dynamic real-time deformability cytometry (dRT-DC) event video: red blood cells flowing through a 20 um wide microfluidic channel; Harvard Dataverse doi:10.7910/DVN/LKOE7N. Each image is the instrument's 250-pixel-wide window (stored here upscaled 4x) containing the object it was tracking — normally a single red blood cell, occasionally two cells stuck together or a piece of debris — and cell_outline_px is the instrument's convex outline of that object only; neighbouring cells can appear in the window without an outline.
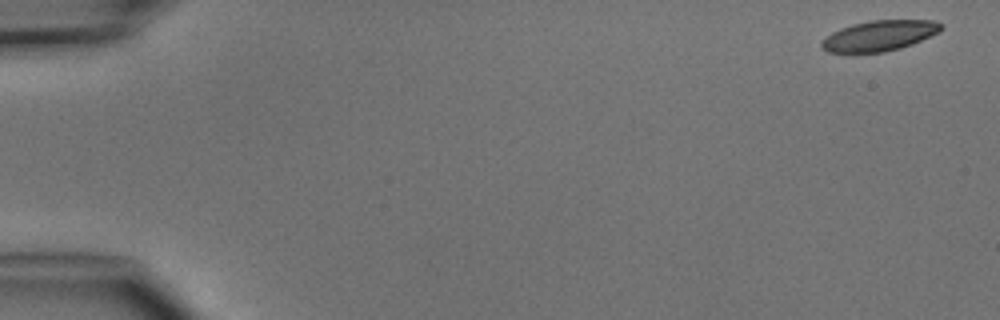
{"species": "common noctule bat (a hibernating species)", "species_latin": "Nyctalus noctula", "temperature_condition": "cold", "stored_images_in_passage": 4, "camera_frame_rate_fps": 3000, "um_per_image_px": 0.085, "animal": {"sex": "male", "body_mass_g": 15.6}, "frame": {"image": 1, "passage_image": 1, "time_ms": 0.0, "image_size_px": [1000, 320], "cell_outline_px": [[944, 28], [912, 44], [900, 48], [884, 52], [828, 52], [820, 48], [820, 44], [832, 32], [840, 28], [852, 24], [868, 20], [936, 20], [944, 24]], "centroid_in_image_um": [74.75, 3.02], "position_along_channel_um": 10.3, "area_um2": 21.1}}
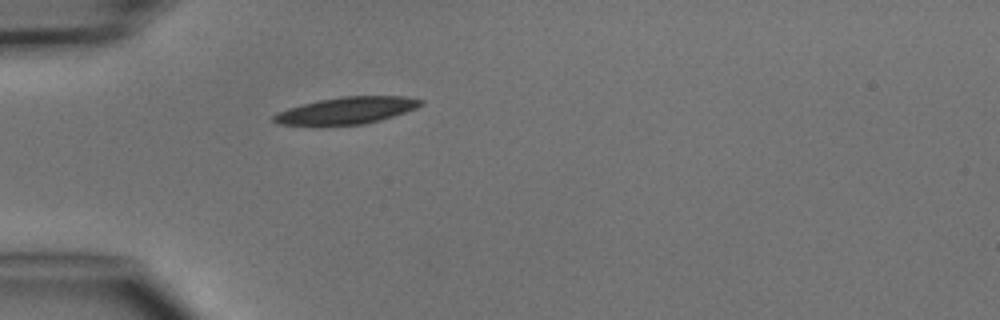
{"frame": {"image": 2, "passage_image": 4, "time_ms": 4.333, "image_size_px": [1000, 320], "cell_outline_px": [[424, 104], [416, 108], [380, 120], [364, 124], [316, 128], [276, 124], [272, 120], [272, 116], [276, 112], [288, 108], [320, 100], [340, 96], [408, 96], [424, 100]], "centroid_in_image_um": [29.37, 9.44], "position_along_channel_um": 55.6, "area_um2": 23.99}}